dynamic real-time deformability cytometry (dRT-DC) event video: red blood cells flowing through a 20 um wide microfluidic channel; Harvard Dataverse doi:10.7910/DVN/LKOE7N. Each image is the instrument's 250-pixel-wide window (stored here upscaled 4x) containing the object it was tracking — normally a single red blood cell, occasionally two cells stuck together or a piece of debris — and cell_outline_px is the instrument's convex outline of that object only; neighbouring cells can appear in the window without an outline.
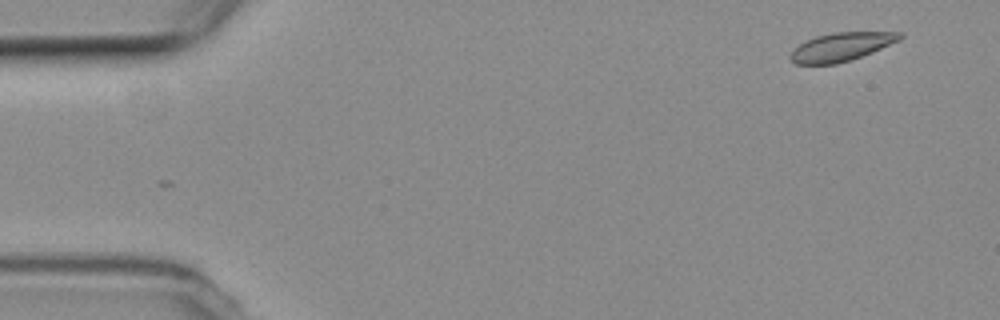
{"species": "common noctule bat (a hibernating species)", "species_latin": "Nyctalus noctula", "temperature_condition": "room temperature", "stored_images_in_passage": 14, "camera_frame_rate_fps": 3000, "um_per_image_px": 0.085, "animal": {"sex": "female", "body_mass_g": 19.3, "forearm_length_mm": 54.1}, "frame": {"image": 1, "passage_image": 2, "time_ms": 0.333, "image_size_px": [1000, 320], "cell_outline_px": [[904, 36], [900, 40], [872, 52], [836, 64], [796, 64], [792, 60], [792, 52], [800, 44], [816, 36], [836, 32], [904, 32]], "centroid_in_image_um": [71.57, 3.97], "position_along_channel_um": 13.4, "area_um2": 17.74}}
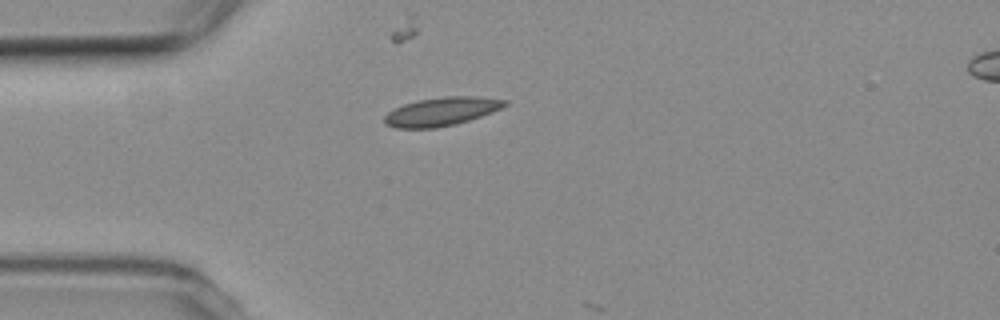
{"frame": {"image": 2, "passage_image": 13, "time_ms": 4.0, "image_size_px": [1000, 320], "cell_outline_px": [[508, 104], [492, 112], [456, 124], [436, 128], [396, 128], [384, 124], [384, 116], [388, 112], [404, 104], [420, 100], [444, 96], [476, 96], [508, 100]], "centroid_in_image_um": [37.52, 9.48], "position_along_channel_um": 47.5, "area_um2": 19.88}}